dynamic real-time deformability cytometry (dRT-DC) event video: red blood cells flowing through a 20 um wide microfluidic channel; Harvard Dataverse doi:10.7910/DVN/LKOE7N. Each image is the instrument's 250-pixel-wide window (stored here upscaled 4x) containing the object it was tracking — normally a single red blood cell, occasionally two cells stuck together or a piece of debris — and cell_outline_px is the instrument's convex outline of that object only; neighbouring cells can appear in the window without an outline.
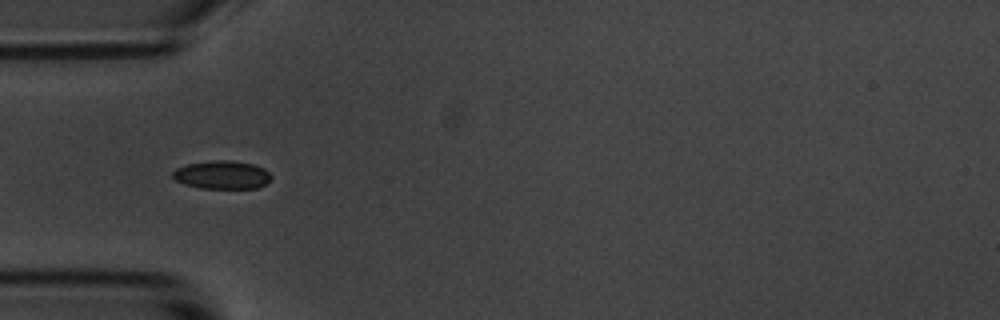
{"species": "common noctule bat (a hibernating species)", "species_latin": "Nyctalus noctula", "temperature_condition": "room temperature", "stored_images_in_passage": 7, "camera_frame_rate_fps": 3000, "um_per_image_px": 0.085, "animal": {"sex": "male", "body_mass_g": 20.1, "forearm_length_mm": 53.5}, "frame": {"image": 1, "passage_image": 6, "time_ms": 6.0, "image_size_px": [1000, 320], "cell_outline_px": [[272, 176], [264, 184], [256, 188], [200, 188], [184, 184], [176, 180], [172, 176], [172, 172], [176, 168], [188, 164], [212, 160], [228, 160], [252, 164], [264, 168]], "centroid_in_image_um": [18.84, 14.86], "position_along_channel_um": 66.2, "area_um2": 16.07}}